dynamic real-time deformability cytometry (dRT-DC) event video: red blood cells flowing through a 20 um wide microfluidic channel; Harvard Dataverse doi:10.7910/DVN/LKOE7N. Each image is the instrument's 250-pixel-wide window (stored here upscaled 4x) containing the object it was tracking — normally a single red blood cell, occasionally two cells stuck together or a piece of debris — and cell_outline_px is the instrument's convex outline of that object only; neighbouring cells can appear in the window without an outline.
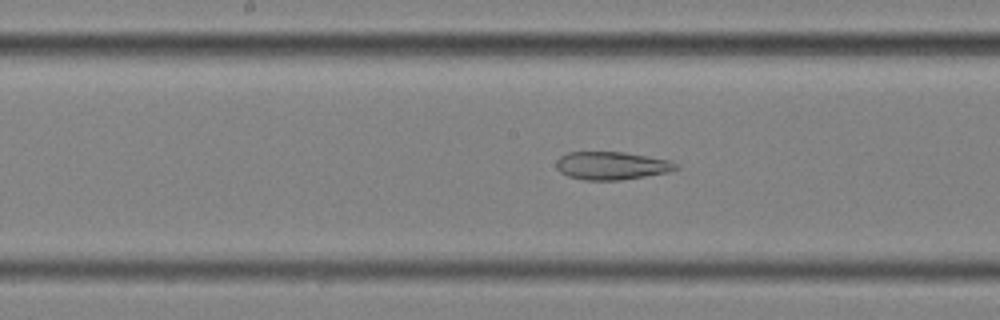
{"species": "common noctule bat (a hibernating species)", "species_latin": "Nyctalus noctula", "temperature_condition": "cold", "stored_images_in_passage": 58, "segment_of_instrument_passage": [2, 2], "camera_frame_rate_fps": 3000, "um_per_image_px": 0.085, "animal": {"sex": "female", "body_mass_g": 25.1}, "frame": {"image": 1, "passage_image": 30, "time_ms": 9.667, "image_size_px": [1000, 320], "cell_outline_px": [[680, 168], [668, 172], [620, 180], [584, 180], [568, 176], [560, 172], [556, 168], [556, 160], [560, 156], [568, 152], [624, 152], [668, 160], [676, 164]], "centroid_in_image_um": [51.95, 14.08], "position_along_channel_um": 196.3, "area_um2": 19.42}}
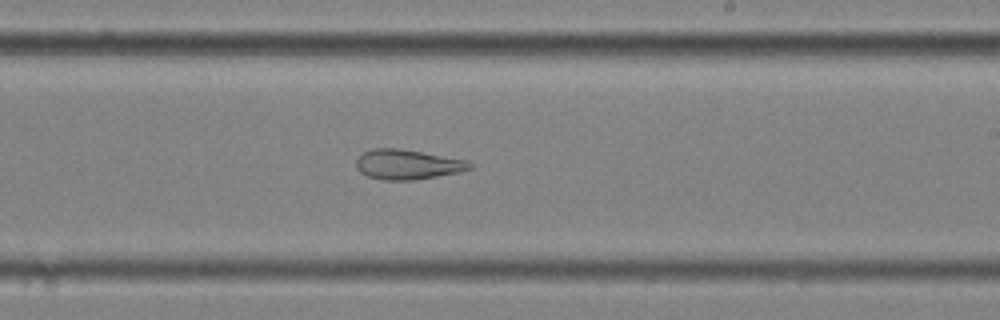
{"frame": {"image": 2, "passage_image": 35, "time_ms": 11.333, "image_size_px": [1000, 320], "cell_outline_px": [[472, 168], [460, 172], [412, 180], [384, 180], [368, 176], [360, 172], [356, 168], [356, 160], [364, 152], [372, 148], [400, 148], [468, 160], [472, 164]], "centroid_in_image_um": [34.64, 13.97], "position_along_channel_um": 254.4, "area_um2": 19.77}}
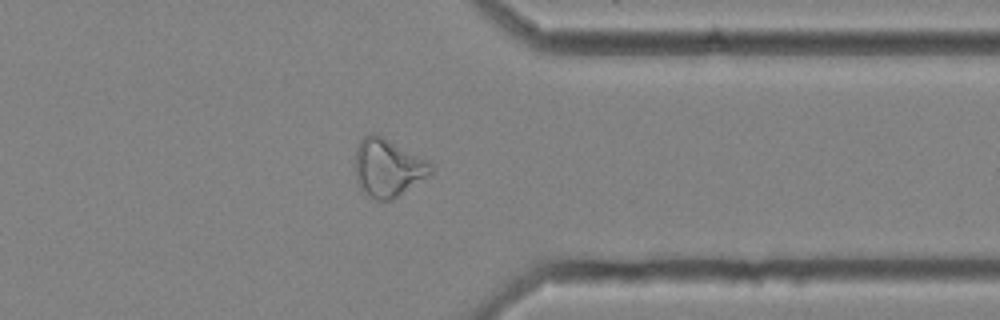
{"frame": {"image": 3, "passage_image": 46, "time_ms": 15.0, "image_size_px": [1000, 320], "cell_outline_px": [[436, 164], [432, 172], [392, 200], [376, 200], [360, 184], [356, 176], [356, 148], [360, 140], [364, 136], [372, 132], [376, 132], [384, 136]], "centroid_in_image_um": [33.01, 14.19], "position_along_channel_um": 378.4, "area_um2": 25.32}}